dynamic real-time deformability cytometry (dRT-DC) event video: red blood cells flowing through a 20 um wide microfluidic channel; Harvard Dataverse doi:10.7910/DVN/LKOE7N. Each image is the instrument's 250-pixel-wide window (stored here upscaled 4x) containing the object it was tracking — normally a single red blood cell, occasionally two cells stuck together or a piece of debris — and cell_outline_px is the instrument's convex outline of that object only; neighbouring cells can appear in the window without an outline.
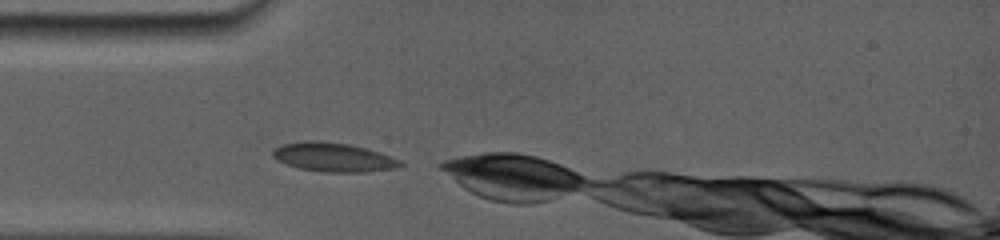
{"species": "common noctule bat (a hibernating species)", "species_latin": "Nyctalus noctula", "temperature_condition": "room temperature", "stored_images_in_passage": 4, "camera_frame_rate_fps": 5000, "um_per_image_px": 0.085, "animal": {"sex": "female", "body_mass_g": 19.0, "forearm_length_mm": 56.7}, "frame": {"image": 1, "passage_image": 1, "time_ms": 0.0, "image_size_px": [1000, 240], "cell_outline_px": [[404, 164], [396, 168], [364, 172], [324, 172], [300, 168], [276, 160], [272, 156], [272, 152], [276, 148], [284, 144], [344, 144], [364, 148], [400, 160]], "centroid_in_image_um": [28.39, 13.44], "position_along_channel_um": 56.6, "area_um2": 20.06}}